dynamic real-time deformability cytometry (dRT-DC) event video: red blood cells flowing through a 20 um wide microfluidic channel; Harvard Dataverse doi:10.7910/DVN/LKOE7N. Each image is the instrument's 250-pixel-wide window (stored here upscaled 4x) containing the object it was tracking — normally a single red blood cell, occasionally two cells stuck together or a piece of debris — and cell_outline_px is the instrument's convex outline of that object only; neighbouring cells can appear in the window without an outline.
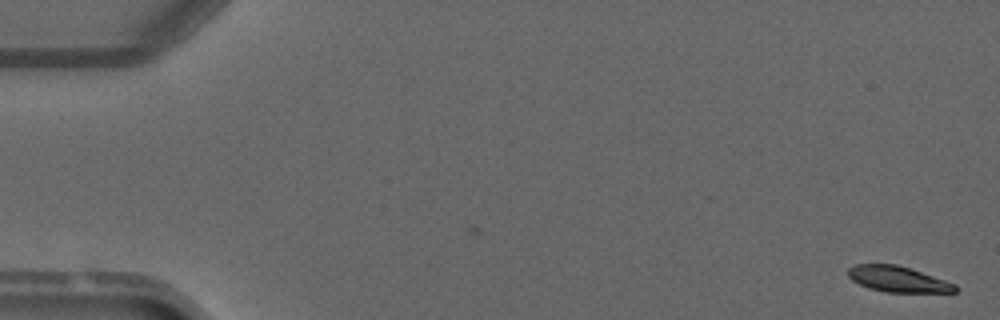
{"species": "common noctule bat (a hibernating species)", "species_latin": "Nyctalus noctula", "temperature_condition": "warm", "stored_images_in_passage": 3, "camera_frame_rate_fps": 3000, "um_per_image_px": 0.085, "animal": {"sex": "male", "forearm_length_mm": 52.5}, "frame": {"image": 1, "passage_image": 3, "time_ms": 2.333, "image_size_px": [1000, 320], "cell_outline_px": [[960, 288], [956, 292], [884, 292], [868, 288], [852, 280], [848, 276], [848, 268], [856, 264], [896, 264], [956, 284]], "centroid_in_image_um": [76.31, 23.74], "position_along_channel_um": 8.7, "area_um2": 15.95}}